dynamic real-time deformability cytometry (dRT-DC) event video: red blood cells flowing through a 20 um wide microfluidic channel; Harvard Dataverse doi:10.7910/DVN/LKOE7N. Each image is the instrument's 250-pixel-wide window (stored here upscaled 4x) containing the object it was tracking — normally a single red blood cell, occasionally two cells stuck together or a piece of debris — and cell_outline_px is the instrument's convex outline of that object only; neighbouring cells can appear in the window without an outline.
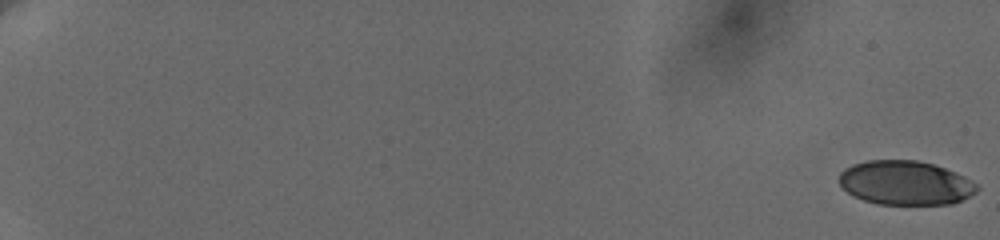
{"species": "human", "species_latin": "Homo sapiens", "temperature_condition": "cold", "stored_images_in_passage": 60, "camera_frame_rate_fps": 3000, "um_per_image_px": 0.085, "donor": {"sex": "female"}, "frame": {"image": 1, "passage_image": 1, "time_ms": 0.0, "image_size_px": [1000, 240], "cell_outline_px": [[980, 188], [976, 192], [952, 204], [876, 204], [852, 196], [836, 180], [840, 172], [844, 168], [852, 164], [868, 160], [916, 160], [932, 164], [956, 172], [980, 184]], "centroid_in_image_um": [76.94, 15.54], "position_along_channel_um": 8.1, "area_um2": 35.72}}
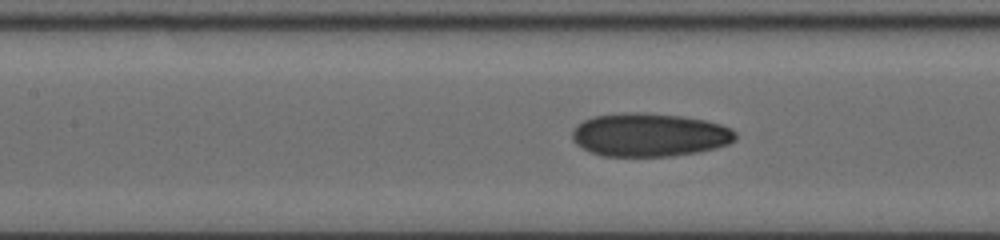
{"frame": {"image": 2, "passage_image": 32, "time_ms": 10.333, "image_size_px": [1000, 240], "cell_outline_px": [[736, 140], [728, 144], [716, 148], [696, 152], [672, 156], [604, 156], [592, 152], [576, 144], [572, 140], [572, 132], [584, 120], [596, 116], [624, 112], [640, 112], [684, 116], [704, 120], [720, 124], [732, 128], [736, 132]], "centroid_in_image_um": [55.24, 11.46], "position_along_channel_um": 152.2, "area_um2": 41.21}}
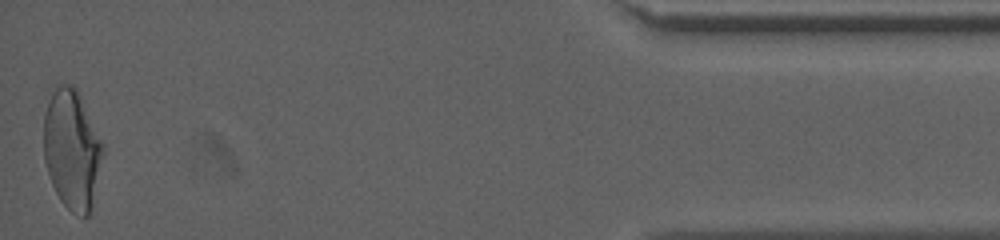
{"frame": {"image": 3, "passage_image": 60, "time_ms": 19.667, "image_size_px": [1000, 240], "cell_outline_px": [[104, 152], [92, 212], [88, 216], [84, 216], [72, 212], [60, 200], [52, 184], [44, 160], [44, 112], [52, 92], [60, 84], [72, 84], [76, 88], [104, 144]], "centroid_in_image_um": [6.14, 12.73], "position_along_channel_um": 429.1, "area_um2": 41.44}, "authors_computed_cell_mechanics": {"area_um2": 38.8994, "velocity_mm_per_s": 3.6679, "shape_relaxation_time_tau1_ms": 6.7958, "shape_relaxation_time_tau2_ms": 1.9108, "deformation_change_tau1": 0.1686, "deformation_change_tau2": 0.0801}}